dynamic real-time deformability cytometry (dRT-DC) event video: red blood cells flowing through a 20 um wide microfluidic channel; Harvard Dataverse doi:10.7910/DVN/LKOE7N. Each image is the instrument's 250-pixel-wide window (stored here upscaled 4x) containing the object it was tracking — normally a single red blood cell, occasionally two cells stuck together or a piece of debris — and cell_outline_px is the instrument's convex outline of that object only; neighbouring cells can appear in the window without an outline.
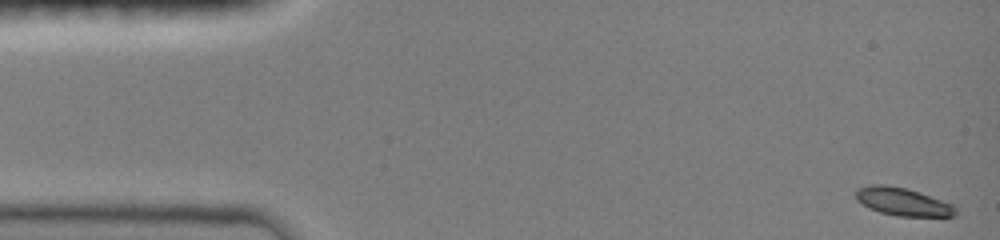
{"species": "common noctule bat (a hibernating species)", "species_latin": "Nyctalus noctula", "temperature_condition": "room temperature", "stored_images_in_passage": 47, "camera_frame_rate_fps": 3000, "um_per_image_px": 0.085, "animal": {"sex": "female", "body_mass_g": 19.0, "forearm_length_mm": 51.5}, "frame": {"image": 1, "passage_image": 1, "time_ms": 0.0, "image_size_px": [1000, 240], "cell_outline_px": [[960, 212], [956, 216], [896, 216], [880, 212], [868, 208], [856, 200], [856, 188], [872, 184], [888, 184], [908, 188], [956, 204]], "centroid_in_image_um": [76.8, 17.14], "position_along_channel_um": 8.2, "area_um2": 16.82}}
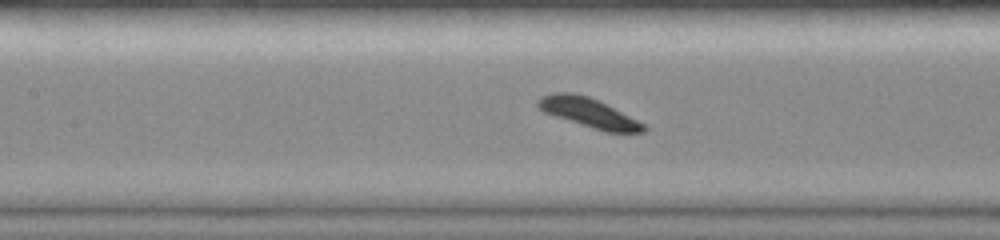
{"frame": {"image": 2, "passage_image": 21, "time_ms": 6.667, "image_size_px": [1000, 240], "cell_outline_px": [[648, 128], [644, 132], [604, 132], [544, 112], [536, 108], [536, 100], [540, 96], [552, 92], [572, 92], [588, 96], [644, 124]], "centroid_in_image_um": [49.96, 9.57], "position_along_channel_um": 157.4, "area_um2": 17.86}}
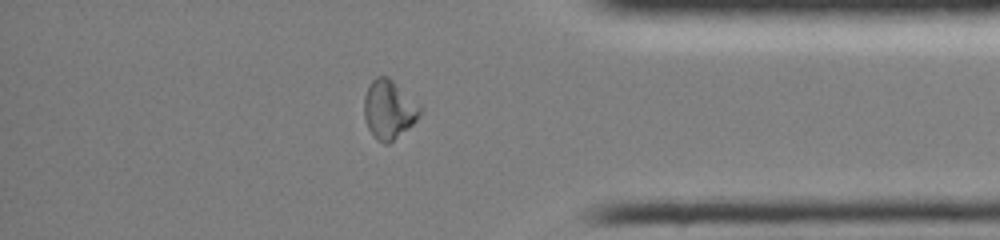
{"frame": {"image": 3, "passage_image": 40, "time_ms": 13.0, "image_size_px": [1000, 240], "cell_outline_px": [[420, 112], [416, 120], [408, 128], [388, 144], [384, 144], [376, 140], [372, 136], [368, 128], [364, 116], [364, 96], [372, 80], [376, 76], [388, 76], [420, 104]], "centroid_in_image_um": [33.04, 9.31], "position_along_channel_um": 402.2, "area_um2": 19.13}, "authors_computed_cell_mechanics": {"area_um2": 17.4556, "velocity_mm_per_s": 4.0133, "shape_relaxation_time_tau1_ms": 2.7984, "shape_relaxation_time_tau2_ms": null, "deformation_change_tau1": 0.1482, "deformation_change_tau2": null}}